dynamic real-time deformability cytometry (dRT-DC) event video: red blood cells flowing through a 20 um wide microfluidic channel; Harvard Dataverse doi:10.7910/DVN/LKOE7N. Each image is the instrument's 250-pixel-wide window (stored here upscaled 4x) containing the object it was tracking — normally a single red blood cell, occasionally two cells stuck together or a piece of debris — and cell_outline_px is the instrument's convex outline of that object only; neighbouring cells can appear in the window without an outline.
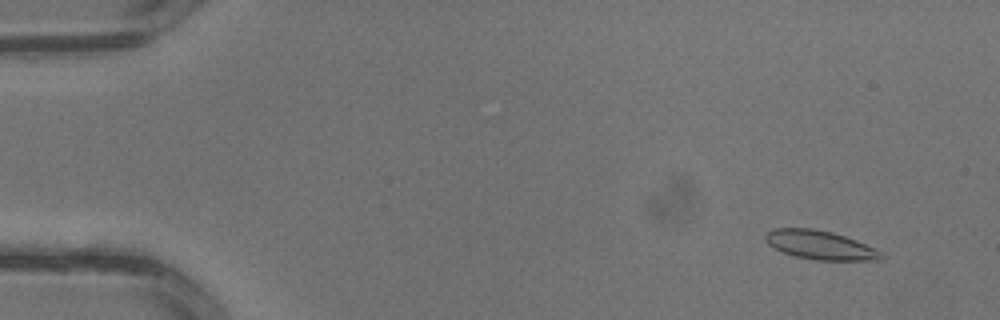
{"species": "common noctule bat (a hibernating species)", "species_latin": "Nyctalus noctula", "temperature_condition": "warm", "stored_images_in_passage": 3, "camera_frame_rate_fps": 3000, "um_per_image_px": 0.085, "animal": {"sex": "male", "body_mass_g": 13.3}, "frame": {"image": 1, "passage_image": 1, "time_ms": 0.0, "image_size_px": [1000, 320], "cell_outline_px": [[884, 256], [880, 260], [816, 260], [796, 256], [784, 252], [768, 244], [764, 236], [772, 228], [812, 228], [832, 232], [856, 240], [876, 248], [884, 252]], "centroid_in_image_um": [69.75, 20.82], "position_along_channel_um": 15.2, "area_um2": 19.42}}
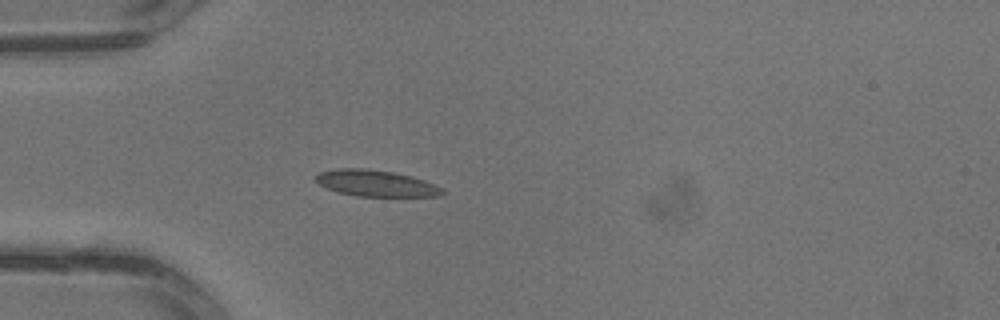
{"frame": {"image": 2, "passage_image": 3, "time_ms": 0.667, "image_size_px": [1000, 320], "cell_outline_px": [[444, 192], [436, 196], [356, 196], [340, 192], [328, 188], [320, 184], [316, 180], [316, 176], [320, 172], [336, 168], [364, 168], [392, 172], [412, 176], [424, 180], [444, 188]], "centroid_in_image_um": [31.97, 15.57], "position_along_channel_um": 53.0, "area_um2": 19.19}}